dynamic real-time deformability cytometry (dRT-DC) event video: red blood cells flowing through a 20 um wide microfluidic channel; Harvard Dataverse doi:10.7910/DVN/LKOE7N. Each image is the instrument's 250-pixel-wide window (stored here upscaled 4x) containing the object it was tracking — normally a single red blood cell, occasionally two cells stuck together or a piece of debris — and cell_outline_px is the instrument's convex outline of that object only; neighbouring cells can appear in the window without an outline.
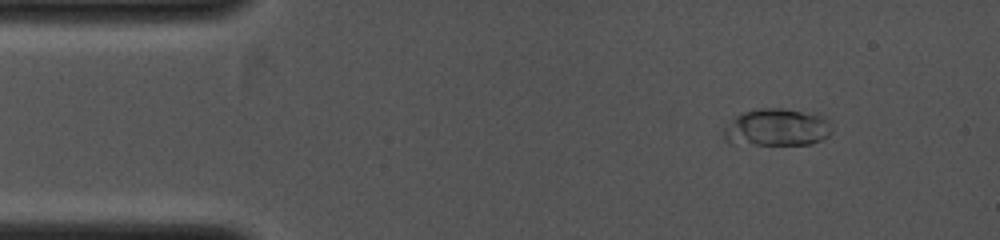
{"species": "common noctule bat (a hibernating species)", "species_latin": "Nyctalus noctula", "temperature_condition": "cold", "stored_images_in_passage": 2, "camera_frame_rate_fps": 4000, "um_per_image_px": 0.085, "animal": {"sex": "female", "body_mass_g": 19.0, "forearm_length_mm": 53.3}, "frame": {"image": 1, "passage_image": 1, "time_ms": 0.0, "image_size_px": [1000, 240], "cell_outline_px": [[832, 132], [828, 136], [812, 144], [728, 144], [724, 140], [724, 128], [736, 116], [744, 112], [760, 108], [780, 108], [816, 112], [828, 116], [832, 128]], "centroid_in_image_um": [66.09, 10.82], "position_along_channel_um": 18.9, "area_um2": 24.04}}